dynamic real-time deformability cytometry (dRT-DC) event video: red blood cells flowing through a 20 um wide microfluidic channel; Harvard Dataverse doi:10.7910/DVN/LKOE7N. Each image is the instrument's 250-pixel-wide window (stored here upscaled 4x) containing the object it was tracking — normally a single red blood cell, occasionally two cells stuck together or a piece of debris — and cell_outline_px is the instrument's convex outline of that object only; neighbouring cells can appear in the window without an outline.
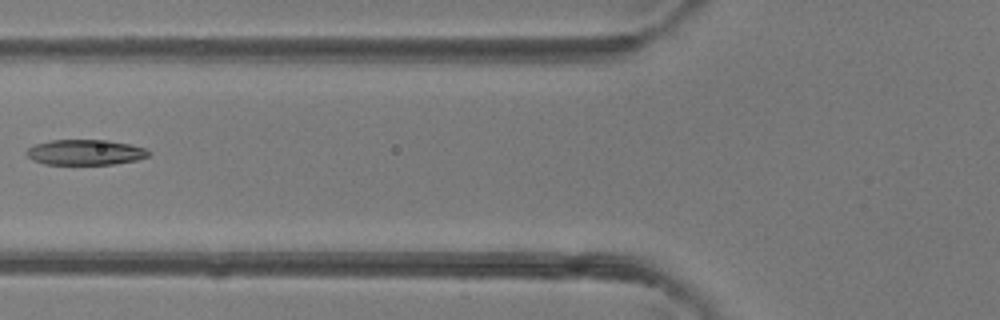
{"species": "common noctule bat (a hibernating species)", "species_latin": "Nyctalus noctula", "temperature_condition": "room temperature", "stored_images_in_passage": 4, "camera_frame_rate_fps": 3000, "um_per_image_px": 0.085, "animal": {"sex": "female"}, "frame": {"image": 1, "passage_image": 4, "time_ms": 3.333, "image_size_px": [1000, 320], "cell_outline_px": [[152, 152], [148, 156], [136, 160], [112, 164], [44, 164], [32, 160], [24, 152], [28, 148], [36, 144], [52, 140], [108, 140], [128, 144], [144, 148]], "centroid_in_image_um": [7.23, 12.94], "position_along_channel_um": 118.6, "area_um2": 17.98}}